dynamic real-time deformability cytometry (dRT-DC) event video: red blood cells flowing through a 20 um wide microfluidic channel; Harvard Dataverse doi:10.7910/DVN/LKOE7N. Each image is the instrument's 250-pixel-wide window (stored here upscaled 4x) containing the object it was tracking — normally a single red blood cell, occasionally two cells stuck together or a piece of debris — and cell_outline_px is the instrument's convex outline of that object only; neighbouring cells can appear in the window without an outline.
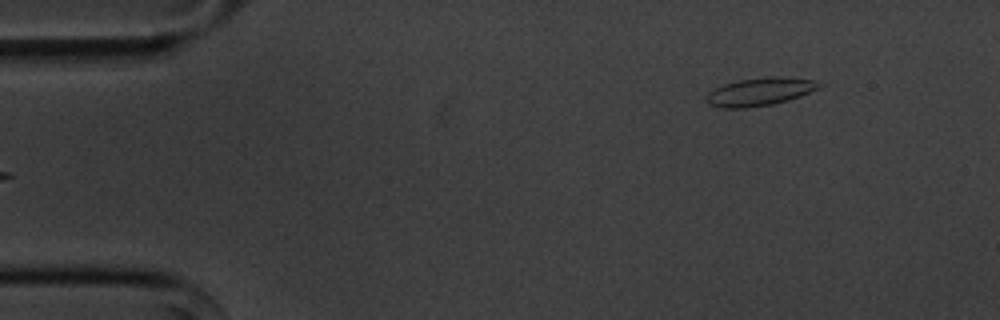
{"species": "common noctule bat (a hibernating species)", "species_latin": "Nyctalus noctula", "temperature_condition": "cold", "stored_images_in_passage": 51, "camera_frame_rate_fps": 3000, "um_per_image_px": 0.085, "animal": {"sex": "male", "body_mass_g": 20.1, "forearm_length_mm": 53.5}, "frame": {"image": 1, "passage_image": 2, "time_ms": 0.333, "image_size_px": [1000, 320], "cell_outline_px": [[824, 84], [820, 88], [800, 96], [788, 100], [772, 104], [744, 108], [720, 108], [708, 104], [704, 100], [704, 96], [708, 92], [724, 84], [740, 80], [768, 76], [788, 76], [812, 80]], "centroid_in_image_um": [64.58, 7.79], "position_along_channel_um": 20.4, "area_um2": 18.61}}
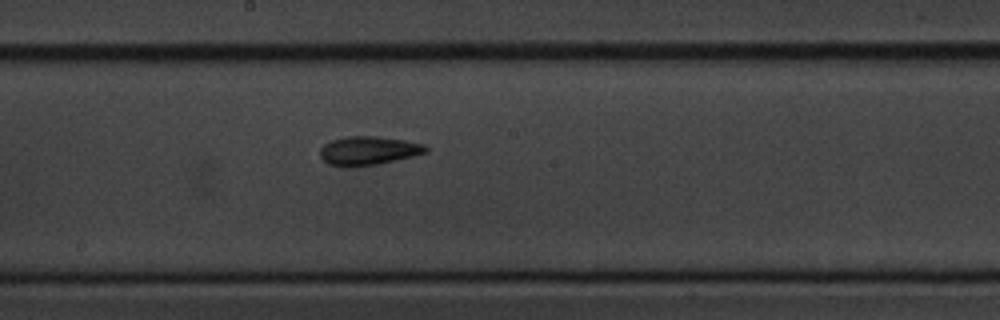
{"frame": {"image": 2, "passage_image": 25, "time_ms": 8.0, "image_size_px": [1000, 320], "cell_outline_px": [[428, 152], [412, 156], [376, 164], [348, 168], [344, 168], [328, 164], [320, 156], [320, 148], [324, 144], [332, 140], [344, 136], [376, 136], [404, 140], [424, 144], [428, 148]], "centroid_in_image_um": [31.27, 12.81], "position_along_channel_um": 216.9, "area_um2": 17.8}}
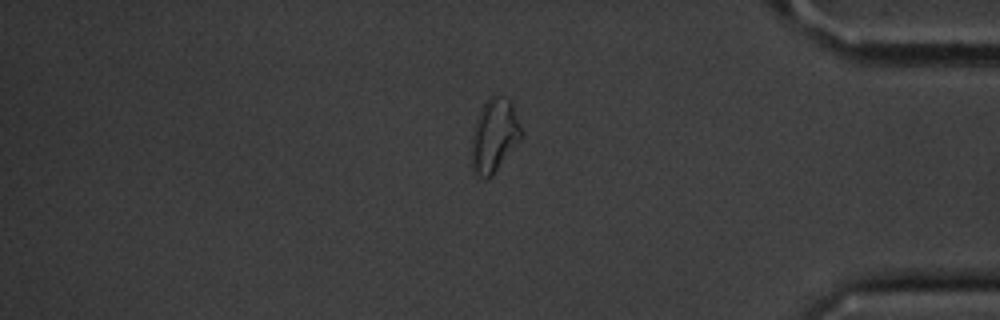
{"frame": {"image": 3, "passage_image": 42, "time_ms": 13.667, "image_size_px": [1000, 320], "cell_outline_px": [[520, 140], [492, 176], [480, 180], [472, 172], [472, 132], [476, 120], [484, 104], [492, 96], [496, 96], [512, 100], [520, 128]], "centroid_in_image_um": [41.99, 11.58], "position_along_channel_um": 393.2, "area_um2": 20.98}, "authors_computed_cell_mechanics": {"area_um2": 17.3978, "velocity_mm_per_s": 3.5835, "shape_relaxation_time_tau1_ms": 4.8781, "shape_relaxation_time_tau2_ms": 4.7332, "deformation_change_tau1": 0.1184, "deformation_change_tau2": 0.0922}}